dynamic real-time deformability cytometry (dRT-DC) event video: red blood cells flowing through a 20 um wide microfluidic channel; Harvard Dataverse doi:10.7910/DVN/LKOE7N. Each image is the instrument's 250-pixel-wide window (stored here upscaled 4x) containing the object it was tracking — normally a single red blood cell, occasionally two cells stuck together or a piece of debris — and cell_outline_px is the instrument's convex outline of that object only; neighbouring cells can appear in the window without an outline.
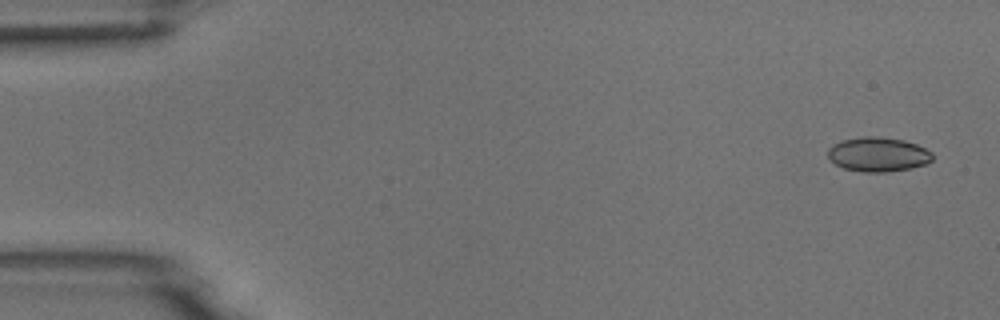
{"species": "common noctule bat (a hibernating species)", "species_latin": "Nyctalus noctula", "temperature_condition": "room temperature", "stored_images_in_passage": 4, "camera_frame_rate_fps": 3000, "um_per_image_px": 0.085, "animal": {"sex": "male", "body_mass_g": 18.8}, "frame": {"image": 1, "passage_image": 1, "time_ms": 0.0, "image_size_px": [1000, 320], "cell_outline_px": [[932, 160], [928, 164], [912, 168], [888, 172], [864, 172], [844, 168], [836, 164], [828, 156], [828, 148], [832, 144], [840, 140], [860, 136], [876, 136], [904, 140], [916, 144], [932, 152]], "centroid_in_image_um": [74.64, 13.12], "position_along_channel_um": 10.4, "area_um2": 21.15}}
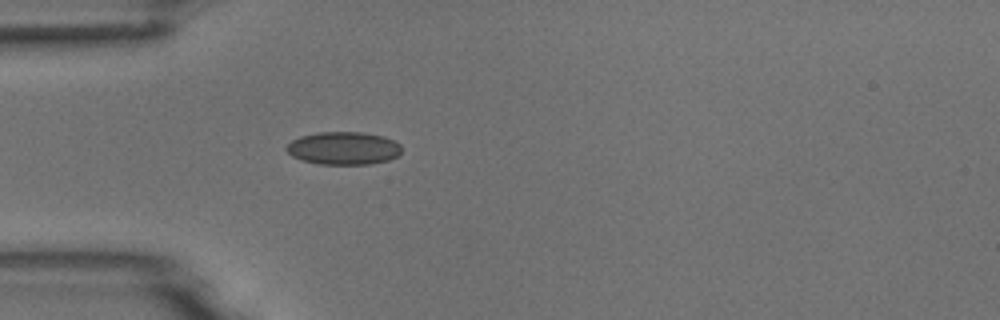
{"frame": {"image": 2, "passage_image": 4, "time_ms": 4.333, "image_size_px": [1000, 320], "cell_outline_px": [[400, 152], [396, 156], [388, 160], [372, 164], [320, 164], [304, 160], [292, 156], [284, 148], [292, 140], [300, 136], [316, 132], [364, 132], [384, 136], [400, 144]], "centroid_in_image_um": [29.19, 12.59], "position_along_channel_um": 55.8, "area_um2": 22.02}}